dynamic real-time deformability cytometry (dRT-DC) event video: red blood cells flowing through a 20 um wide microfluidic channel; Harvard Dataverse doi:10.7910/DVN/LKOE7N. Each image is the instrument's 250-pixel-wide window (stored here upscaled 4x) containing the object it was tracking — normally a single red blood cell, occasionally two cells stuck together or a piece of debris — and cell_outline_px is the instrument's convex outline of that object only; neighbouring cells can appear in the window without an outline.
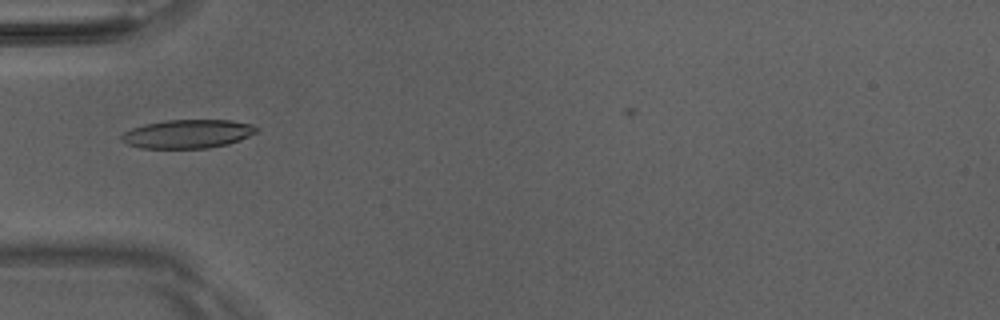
{"species": "Egyptian fruit bat (a non-hibernating species)", "species_latin": "Rousettus aegyptiacus", "temperature_condition": "room temperature", "stored_images_in_passage": 12, "camera_frame_rate_fps": 3000, "um_per_image_px": 0.085, "animal": {"sex": "male"}, "frame": {"image": 1, "passage_image": 1, "time_ms": 0.0, "image_size_px": [1000, 320], "cell_outline_px": [[260, 128], [256, 132], [240, 140], [228, 144], [208, 148], [140, 148], [128, 144], [120, 140], [120, 136], [124, 132], [132, 128], [144, 124], [164, 120], [232, 120], [252, 124]], "centroid_in_image_um": [15.95, 11.38], "position_along_channel_um": 69.0, "area_um2": 22.66}}
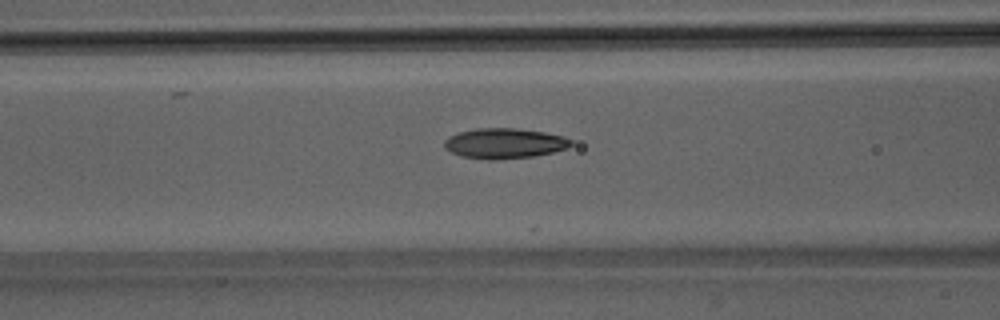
{"frame": {"image": 2, "passage_image": 5, "time_ms": 1.333, "image_size_px": [1000, 320], "cell_outline_px": [[572, 144], [568, 148], [552, 152], [532, 156], [492, 160], [488, 160], [464, 156], [452, 152], [444, 148], [444, 140], [448, 136], [460, 132], [476, 128], [516, 128], [544, 132], [564, 136], [572, 140]], "centroid_in_image_um": [42.88, 12.17], "position_along_channel_um": 123.7, "area_um2": 22.25}}